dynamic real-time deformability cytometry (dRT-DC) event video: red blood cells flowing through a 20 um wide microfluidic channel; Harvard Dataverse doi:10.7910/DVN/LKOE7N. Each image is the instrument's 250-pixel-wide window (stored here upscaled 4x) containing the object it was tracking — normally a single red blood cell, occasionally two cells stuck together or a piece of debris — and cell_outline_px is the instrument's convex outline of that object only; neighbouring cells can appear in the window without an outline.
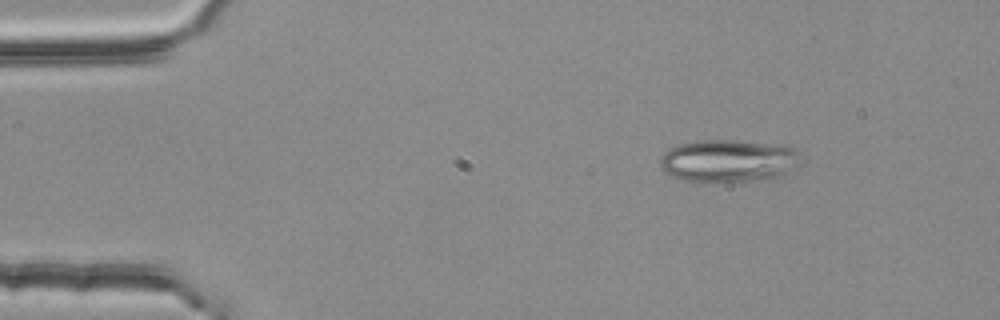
{"species": "common noctule bat (a hibernating species)", "species_latin": "Nyctalus noctula", "temperature_condition": "room temperature", "stored_images_in_passage": 3, "camera_frame_rate_fps": 3000, "um_per_image_px": 0.085, "animal": {"sex": "female", "body_mass_g": 25.1}, "frame": {"image": 1, "passage_image": 1, "time_ms": 0.0, "image_size_px": [1000, 320], "cell_outline_px": [[796, 152], [792, 168], [780, 176], [768, 180], [700, 184], [684, 180], [672, 176], [664, 172], [660, 168], [660, 160], [664, 152], [680, 144], [696, 140], [736, 140], [788, 144], [796, 148]], "centroid_in_image_um": [61.85, 13.69], "position_along_channel_um": 23.1, "area_um2": 35.55}}